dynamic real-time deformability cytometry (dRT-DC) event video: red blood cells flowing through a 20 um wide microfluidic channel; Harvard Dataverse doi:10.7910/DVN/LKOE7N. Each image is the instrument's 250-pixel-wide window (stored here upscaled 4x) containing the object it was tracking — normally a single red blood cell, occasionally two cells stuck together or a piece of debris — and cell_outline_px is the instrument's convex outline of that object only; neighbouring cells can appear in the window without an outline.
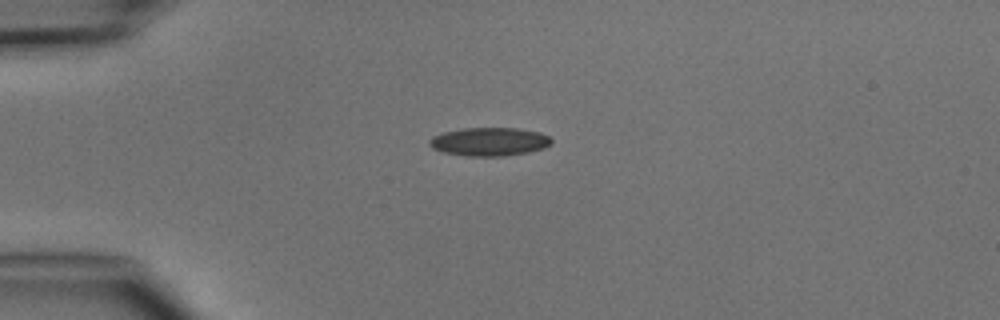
{"species": "common noctule bat (a hibernating species)", "species_latin": "Nyctalus noctula", "temperature_condition": "cold", "stored_images_in_passage": 2, "camera_frame_rate_fps": 3000, "um_per_image_px": 0.085, "animal": {"sex": "male", "body_mass_g": 15.6}, "frame": {"image": 1, "passage_image": 1, "time_ms": 0.0, "image_size_px": [1000, 320], "cell_outline_px": [[552, 144], [544, 148], [528, 152], [504, 156], [464, 156], [444, 152], [432, 148], [428, 144], [428, 140], [432, 136], [444, 132], [464, 128], [520, 128], [540, 132], [548, 136], [552, 140]], "centroid_in_image_um": [41.6, 12.04], "position_along_channel_um": 43.4, "area_um2": 20.35}}